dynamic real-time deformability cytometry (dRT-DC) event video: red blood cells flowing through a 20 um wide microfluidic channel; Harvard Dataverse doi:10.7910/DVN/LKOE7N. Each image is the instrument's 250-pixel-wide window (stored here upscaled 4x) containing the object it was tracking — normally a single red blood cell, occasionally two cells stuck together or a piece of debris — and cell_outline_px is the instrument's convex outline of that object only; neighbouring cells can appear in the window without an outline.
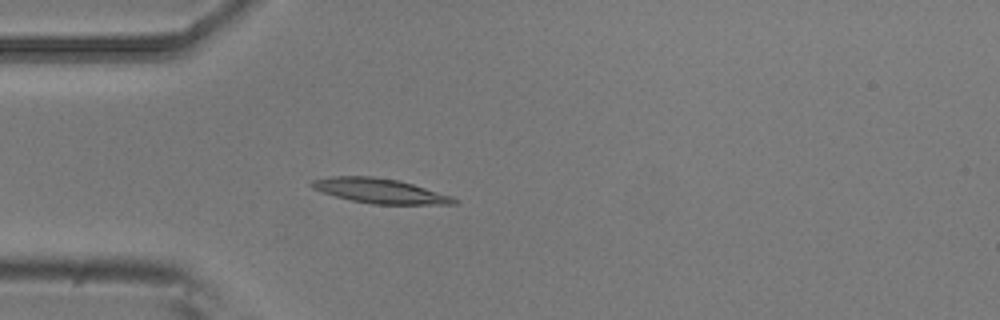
{"species": "common noctule bat (a hibernating species)", "species_latin": "Nyctalus noctula", "temperature_condition": "room temperature", "stored_images_in_passage": 4, "camera_frame_rate_fps": 3000, "um_per_image_px": 0.085, "animal": {"sex": "male", "body_mass_g": 20.5, "forearm_length_mm": 52.5}, "frame": {"image": 1, "passage_image": 4, "time_ms": 1.0, "image_size_px": [1000, 320], "cell_outline_px": [[460, 204], [372, 204], [352, 200], [320, 192], [312, 188], [308, 184], [312, 180], [332, 176], [372, 176], [396, 180], [412, 184], [452, 196], [460, 200]], "centroid_in_image_um": [32.28, 16.23], "position_along_channel_um": 52.7, "area_um2": 20.46}}